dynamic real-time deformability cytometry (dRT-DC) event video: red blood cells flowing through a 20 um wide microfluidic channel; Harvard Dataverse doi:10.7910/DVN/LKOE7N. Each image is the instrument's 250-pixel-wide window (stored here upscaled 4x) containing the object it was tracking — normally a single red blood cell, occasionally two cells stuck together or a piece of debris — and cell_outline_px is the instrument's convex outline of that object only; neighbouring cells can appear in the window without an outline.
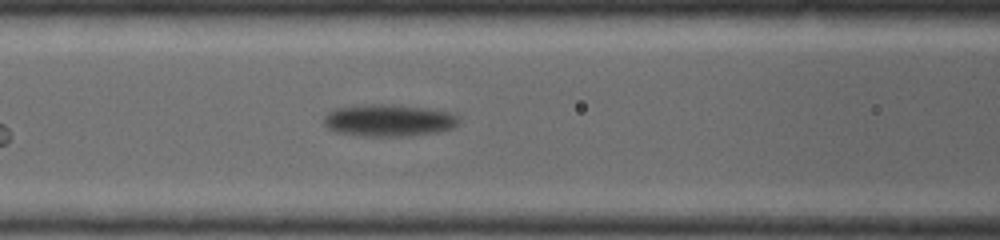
{"species": "common noctule bat (a hibernating species)", "species_latin": "Nyctalus noctula", "temperature_condition": "warm", "stored_images_in_passage": 10, "camera_frame_rate_fps": 5000, "um_per_image_px": 0.085, "animal": {"sex": "female", "body_mass_g": 19.0, "forearm_length_mm": 53.3}, "frame": {"image": 1, "passage_image": 10, "time_ms": 2.8, "image_size_px": [1000, 240], "cell_outline_px": [[460, 120], [456, 128], [440, 132], [412, 136], [360, 136], [332, 132], [324, 124], [324, 116], [332, 108], [368, 104], [392, 104], [428, 108], [456, 112]], "centroid_in_image_um": [33.09, 10.23], "position_along_channel_um": 133.5, "area_um2": 26.07}}